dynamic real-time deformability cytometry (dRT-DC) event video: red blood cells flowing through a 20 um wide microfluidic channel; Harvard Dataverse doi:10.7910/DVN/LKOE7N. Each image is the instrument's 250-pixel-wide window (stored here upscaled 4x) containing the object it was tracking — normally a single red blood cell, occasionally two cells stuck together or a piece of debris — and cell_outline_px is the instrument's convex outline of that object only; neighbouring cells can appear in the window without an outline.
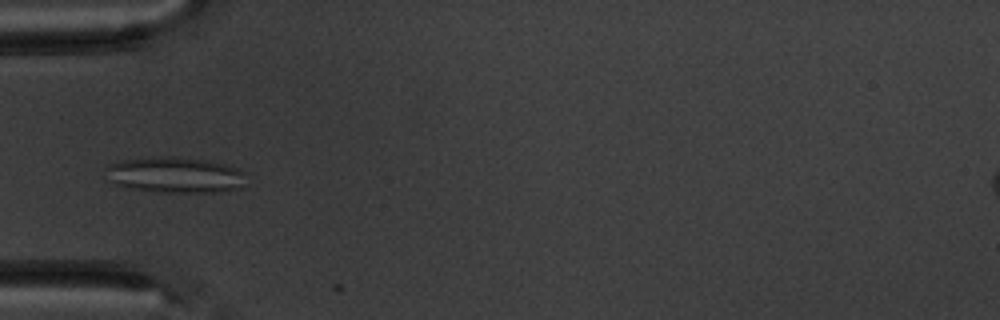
{"species": "common noctule bat (a hibernating species)", "species_latin": "Nyctalus noctula", "temperature_condition": "warm", "stored_images_in_passage": 6, "camera_frame_rate_fps": 3000, "um_per_image_px": 0.085, "animal": {"sex": "male", "body_mass_g": 20.1, "forearm_length_mm": 53.5}, "frame": {"image": 1, "passage_image": 5, "time_ms": 4.667, "image_size_px": [1000, 320], "cell_outline_px": [[244, 188], [220, 192], [160, 192], [132, 188], [116, 184], [108, 180], [108, 168], [112, 164], [124, 160], [152, 156], [176, 156], [208, 160], [224, 164], [236, 168], [244, 172]], "centroid_in_image_um": [14.95, 14.87], "position_along_channel_um": 70.0, "area_um2": 29.3}}